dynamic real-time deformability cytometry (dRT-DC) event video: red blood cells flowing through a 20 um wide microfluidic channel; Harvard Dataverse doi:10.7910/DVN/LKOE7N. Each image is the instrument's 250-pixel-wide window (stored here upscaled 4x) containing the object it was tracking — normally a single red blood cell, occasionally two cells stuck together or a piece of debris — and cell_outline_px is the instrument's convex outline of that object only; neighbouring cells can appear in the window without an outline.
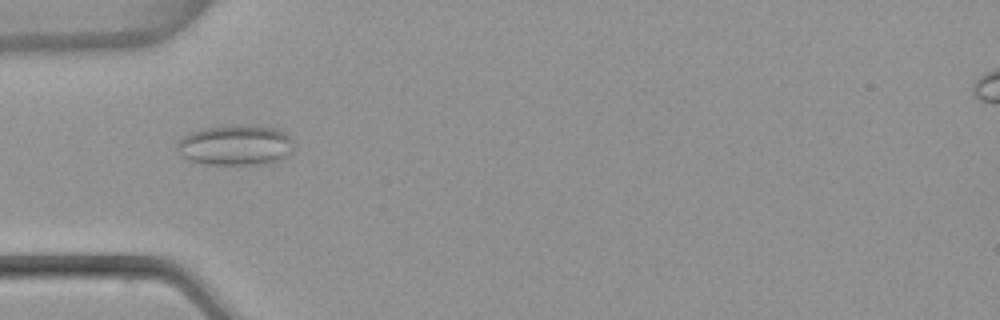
{"species": "common noctule bat (a hibernating species)", "species_latin": "Nyctalus noctula", "temperature_condition": "warm", "stored_images_in_passage": 6, "camera_frame_rate_fps": 3000, "um_per_image_px": 0.085, "animal": {"sex": "female", "body_mass_g": 22.7, "forearm_length_mm": 54.2}, "frame": {"image": 1, "passage_image": 5, "time_ms": 1.333, "image_size_px": [1000, 320], "cell_outline_px": [[296, 144], [292, 152], [284, 160], [272, 164], [204, 164], [188, 160], [180, 156], [176, 148], [176, 140], [200, 128], [232, 124], [240, 124], [280, 128]], "centroid_in_image_um": [20.05, 12.33], "position_along_channel_um": 65.0, "area_um2": 28.5}}